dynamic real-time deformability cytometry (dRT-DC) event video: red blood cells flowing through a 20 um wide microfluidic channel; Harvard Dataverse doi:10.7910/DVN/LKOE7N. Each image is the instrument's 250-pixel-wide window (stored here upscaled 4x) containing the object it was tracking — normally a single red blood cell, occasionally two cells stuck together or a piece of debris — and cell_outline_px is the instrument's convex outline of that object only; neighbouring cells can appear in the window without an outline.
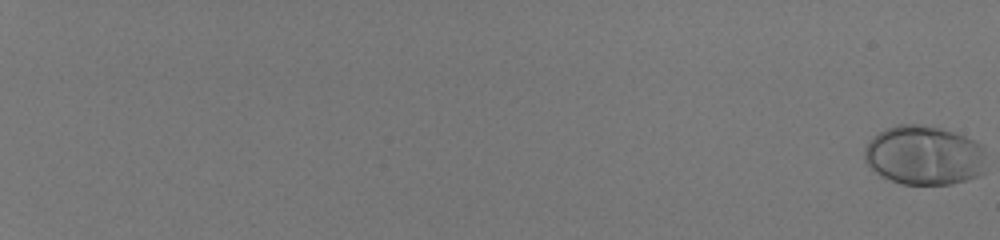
{"species": "human", "species_latin": "Homo sapiens", "temperature_condition": "room temperature", "stored_images_in_passage": 58, "camera_frame_rate_fps": 3000, "um_per_image_px": 0.085, "donor": {"sex": "male"}, "frame": {"image": 1, "passage_image": 1, "time_ms": 0.0, "image_size_px": [1000, 240], "cell_outline_px": [[984, 172], [976, 176], [964, 180], [948, 184], [904, 184], [892, 180], [876, 172], [864, 160], [864, 148], [880, 132], [888, 128], [900, 124], [916, 124], [940, 128], [964, 136], [980, 144]], "centroid_in_image_um": [78.52, 13.2], "position_along_channel_um": 6.5, "area_um2": 41.1}}
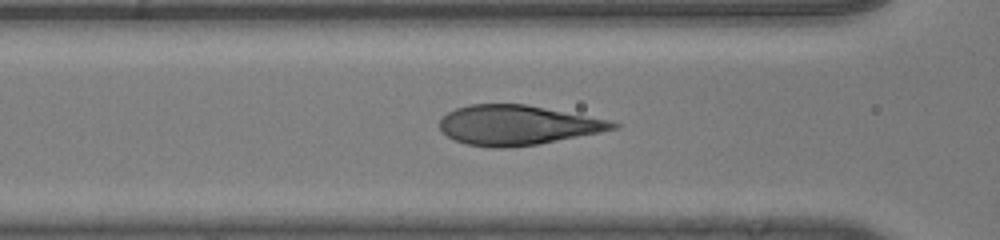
{"frame": {"image": 2, "passage_image": 32, "time_ms": 10.333, "image_size_px": [1000, 240], "cell_outline_px": [[620, 124], [616, 128], [600, 132], [540, 144], [508, 148], [488, 148], [468, 144], [456, 140], [448, 136], [440, 128], [440, 120], [448, 112], [456, 108], [468, 104], [524, 104], [608, 120]], "centroid_in_image_um": [43.95, 10.64], "position_along_channel_um": 122.7, "area_um2": 39.77}}
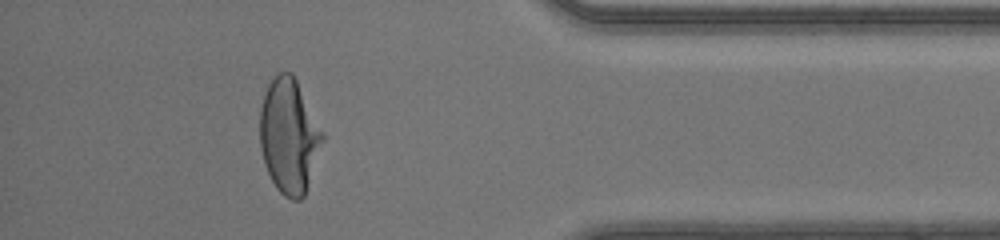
{"frame": {"image": 3, "passage_image": 54, "time_ms": 17.667, "image_size_px": [1000, 240], "cell_outline_px": [[324, 140], [304, 196], [300, 200], [292, 200], [284, 196], [276, 188], [264, 164], [260, 148], [260, 108], [268, 84], [280, 72], [292, 72], [324, 132]], "centroid_in_image_um": [24.57, 11.57], "position_along_channel_um": 410.6, "area_um2": 41.73}}